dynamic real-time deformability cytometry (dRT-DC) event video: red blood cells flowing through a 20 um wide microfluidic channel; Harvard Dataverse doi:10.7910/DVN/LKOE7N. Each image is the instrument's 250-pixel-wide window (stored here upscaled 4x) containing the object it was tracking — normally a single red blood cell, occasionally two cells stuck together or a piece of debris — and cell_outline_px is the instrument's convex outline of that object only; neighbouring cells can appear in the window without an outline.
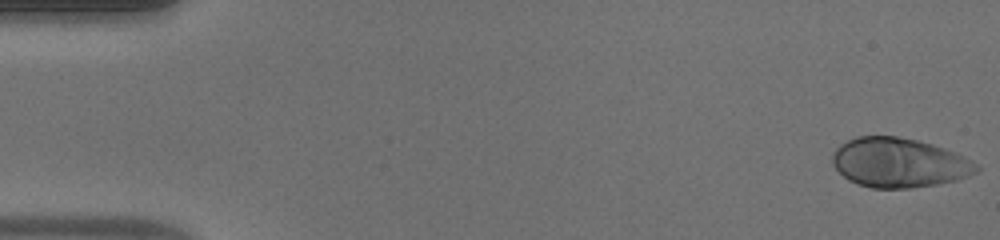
{"species": "human", "species_latin": "Homo sapiens", "temperature_condition": "warm", "stored_images_in_passage": 48, "camera_frame_rate_fps": 3000, "um_per_image_px": 0.085, "donor": {"sex": "male"}, "frame": {"image": 1, "passage_image": 1, "time_ms": 0.0, "image_size_px": [1000, 240], "cell_outline_px": [[980, 168], [976, 172], [968, 176], [956, 180], [936, 184], [908, 188], [872, 188], [856, 184], [848, 180], [832, 164], [832, 152], [840, 144], [856, 136], [896, 136], [916, 140], [932, 144], [956, 152], [964, 156], [976, 164]], "centroid_in_image_um": [76.39, 13.83], "position_along_channel_um": 8.6, "area_um2": 41.5}}
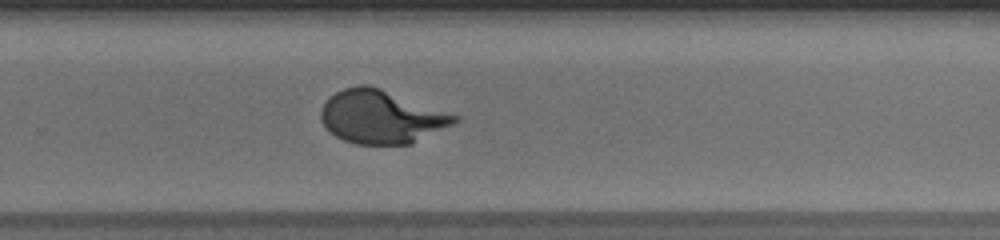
{"frame": {"image": 2, "passage_image": 32, "time_ms": 10.333, "image_size_px": [1000, 240], "cell_outline_px": [[460, 120], [412, 144], [356, 144], [344, 140], [336, 136], [320, 120], [320, 108], [328, 96], [344, 88], [360, 84], [368, 84], [380, 88], [460, 116]], "centroid_in_image_um": [32.39, 9.92], "position_along_channel_um": 297.4, "area_um2": 41.38}}
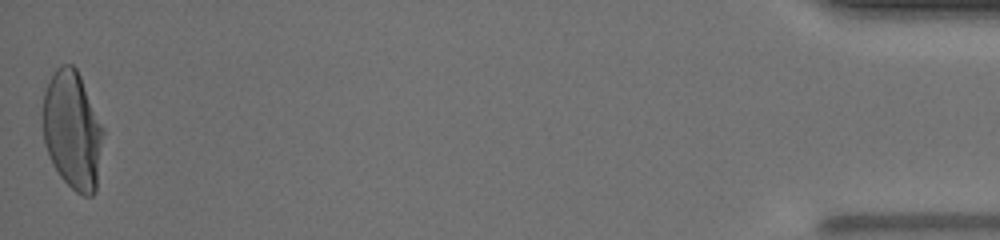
{"frame": {"image": 3, "passage_image": 48, "time_ms": 15.667, "image_size_px": [1000, 240], "cell_outline_px": [[104, 132], [96, 192], [92, 196], [84, 196], [76, 192], [60, 176], [52, 164], [44, 144], [44, 92], [56, 68], [60, 64], [72, 64], [76, 68], [80, 76], [104, 128]], "centroid_in_image_um": [6.18, 11.09], "position_along_channel_um": 429.0, "area_um2": 41.44}}